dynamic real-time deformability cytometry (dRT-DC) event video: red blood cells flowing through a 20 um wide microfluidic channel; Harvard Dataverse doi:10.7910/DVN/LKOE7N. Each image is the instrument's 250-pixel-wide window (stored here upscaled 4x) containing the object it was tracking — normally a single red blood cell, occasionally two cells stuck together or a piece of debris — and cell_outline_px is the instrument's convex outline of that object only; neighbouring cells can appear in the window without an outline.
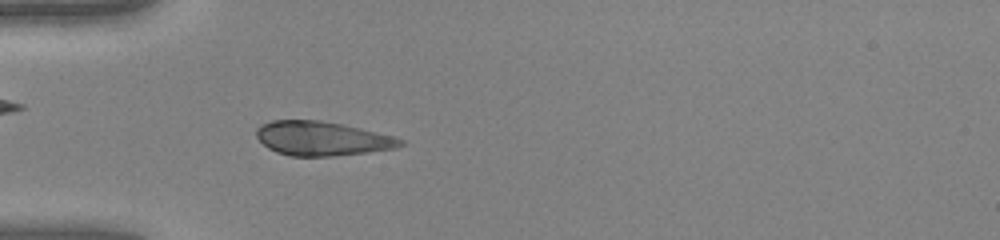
{"species": "human", "species_latin": "Homo sapiens", "temperature_condition": "warm", "stored_images_in_passage": 49, "camera_frame_rate_fps": 3000, "um_per_image_px": 0.085, "donor": {"sex": "female"}, "frame": {"image": 1, "passage_image": 16, "time_ms": 5.0, "image_size_px": [1000, 240], "cell_outline_px": [[404, 144], [396, 148], [368, 152], [332, 156], [292, 156], [276, 152], [268, 148], [256, 136], [256, 128], [260, 124], [272, 120], [320, 120], [360, 128], [392, 136], [404, 140]], "centroid_in_image_um": [27.34, 11.77], "position_along_channel_um": 57.7, "area_um2": 28.55}}
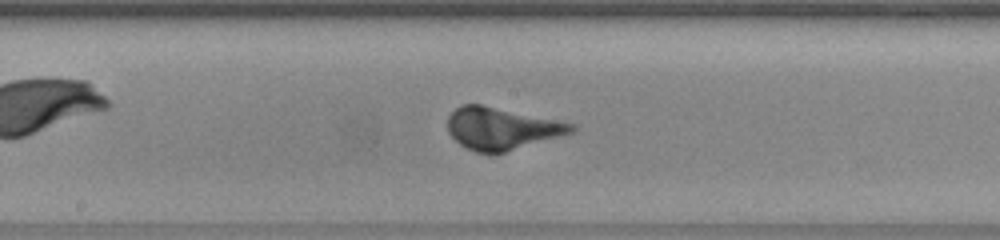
{"frame": {"image": 2, "passage_image": 27, "time_ms": 8.667, "image_size_px": [1000, 240], "cell_outline_px": [[576, 128], [572, 132], [496, 156], [488, 156], [464, 148], [448, 132], [448, 116], [460, 104], [480, 104], [576, 124]], "centroid_in_image_um": [42.6, 10.96], "position_along_channel_um": 205.6, "area_um2": 30.75}}
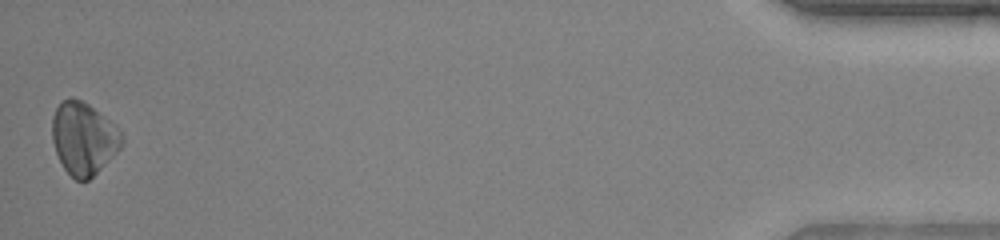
{"frame": {"image": 3, "passage_image": 49, "time_ms": 16.0, "image_size_px": [1000, 240], "cell_outline_px": [[124, 144], [88, 180], [76, 180], [64, 168], [56, 152], [52, 140], [52, 116], [60, 100], [68, 96], [72, 96], [88, 104], [116, 124], [124, 136]], "centroid_in_image_um": [7.1, 11.71], "position_along_channel_um": 428.1, "area_um2": 29.48}, "authors_computed_cell_mechanics": {"area_um2": 29.8826, "velocity_mm_per_s": 4.2184, "shape_relaxation_time_tau1_ms": 2.0798, "shape_relaxation_time_tau2_ms": null, "deformation_change_tau1": 0.1583, "deformation_change_tau2": null}}